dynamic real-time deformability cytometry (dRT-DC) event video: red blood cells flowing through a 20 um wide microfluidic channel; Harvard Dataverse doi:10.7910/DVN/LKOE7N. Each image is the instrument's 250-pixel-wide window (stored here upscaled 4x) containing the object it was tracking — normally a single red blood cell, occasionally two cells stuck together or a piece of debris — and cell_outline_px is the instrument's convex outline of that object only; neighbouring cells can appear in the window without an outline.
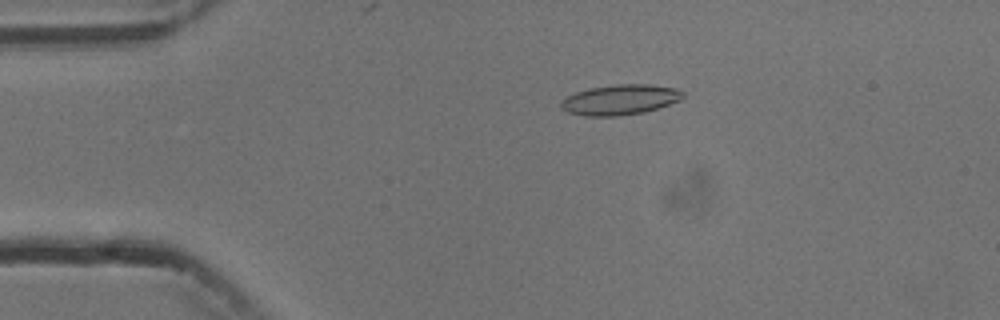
{"species": "common noctule bat (a hibernating species)", "species_latin": "Nyctalus noctula", "temperature_condition": "cold", "stored_images_in_passage": 5, "camera_frame_rate_fps": 3000, "um_per_image_px": 0.085, "animal": {"sex": "male", "body_mass_g": 13.3}, "frame": {"image": 1, "passage_image": 3, "time_ms": 2.333, "image_size_px": [1000, 320], "cell_outline_px": [[684, 96], [680, 100], [644, 112], [616, 116], [584, 116], [568, 112], [560, 108], [560, 100], [576, 92], [588, 88], [616, 84], [648, 84], [676, 88], [684, 92]], "centroid_in_image_um": [52.68, 8.47], "position_along_channel_um": 32.3, "area_um2": 21.5}}
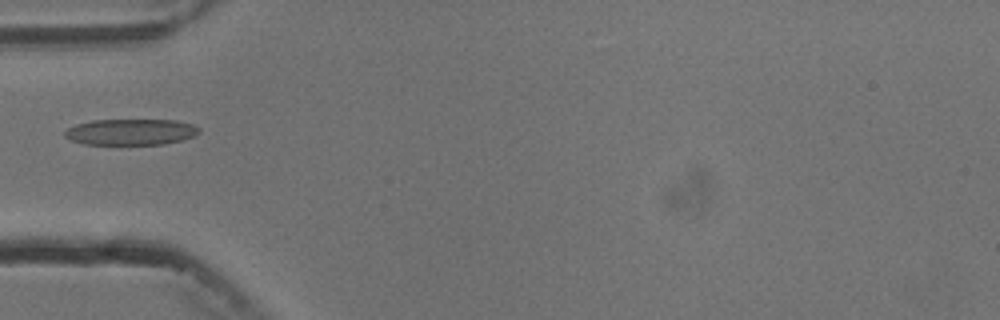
{"frame": {"image": 2, "passage_image": 5, "time_ms": 4.667, "image_size_px": [1000, 320], "cell_outline_px": [[200, 132], [196, 136], [164, 144], [84, 144], [72, 140], [64, 136], [64, 132], [68, 128], [76, 124], [92, 120], [176, 120], [192, 124], [200, 128]], "centroid_in_image_um": [11.14, 11.21], "position_along_channel_um": 73.9, "area_um2": 20.4}}